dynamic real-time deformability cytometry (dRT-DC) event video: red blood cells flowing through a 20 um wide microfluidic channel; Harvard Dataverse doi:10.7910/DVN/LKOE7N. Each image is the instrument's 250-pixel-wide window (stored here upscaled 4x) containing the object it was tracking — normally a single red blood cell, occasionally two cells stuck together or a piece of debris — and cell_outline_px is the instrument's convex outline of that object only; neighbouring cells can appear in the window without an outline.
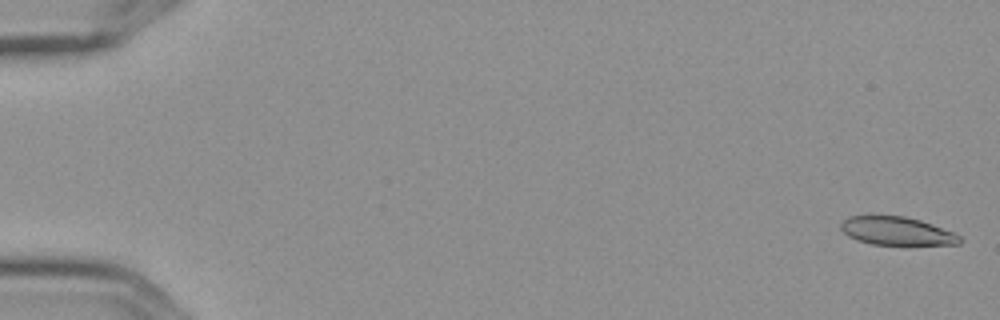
{"species": "Egyptian fruit bat (a non-hibernating species)", "species_latin": "Rousettus aegyptiacus", "temperature_condition": "cold", "stored_images_in_passage": 6, "camera_frame_rate_fps": 3000, "um_per_image_px": 0.085, "frame": {"image": 1, "passage_image": 1, "time_ms": 0.0, "image_size_px": [1000, 320], "cell_outline_px": [[964, 240], [960, 244], [872, 244], [856, 240], [848, 236], [840, 228], [840, 224], [848, 216], [904, 216], [920, 220], [932, 224], [952, 232], [960, 236]], "centroid_in_image_um": [76.21, 19.63], "position_along_channel_um": 8.8, "area_um2": 19.36}}
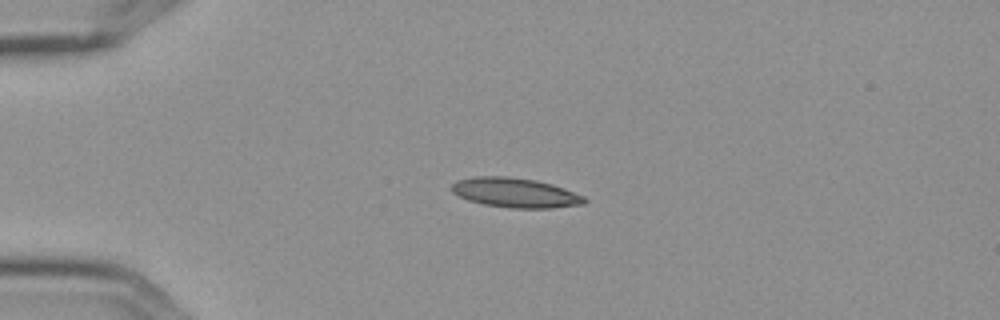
{"frame": {"image": 2, "passage_image": 4, "time_ms": 1.0, "image_size_px": [1000, 320], "cell_outline_px": [[588, 200], [584, 204], [552, 208], [512, 208], [484, 204], [468, 200], [452, 192], [452, 184], [456, 180], [472, 176], [508, 176], [536, 180], [552, 184], [564, 188], [584, 196]], "centroid_in_image_um": [43.81, 16.37], "position_along_channel_um": 41.2, "area_um2": 23.0}}
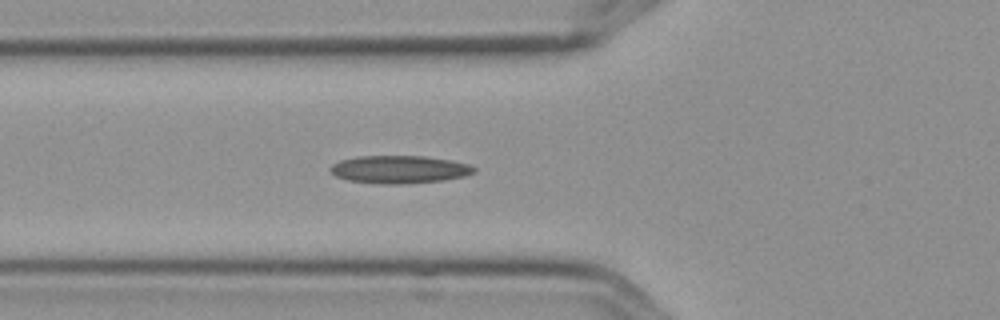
{"frame": {"image": 3, "passage_image": 6, "time_ms": 1.667, "image_size_px": [1000, 320], "cell_outline_px": [[476, 172], [464, 176], [444, 180], [400, 184], [384, 184], [348, 180], [336, 176], [328, 168], [332, 164], [340, 160], [356, 156], [424, 156], [448, 160], [468, 164], [476, 168]], "centroid_in_image_um": [33.93, 14.4], "position_along_channel_um": 91.9, "area_um2": 23.18}}